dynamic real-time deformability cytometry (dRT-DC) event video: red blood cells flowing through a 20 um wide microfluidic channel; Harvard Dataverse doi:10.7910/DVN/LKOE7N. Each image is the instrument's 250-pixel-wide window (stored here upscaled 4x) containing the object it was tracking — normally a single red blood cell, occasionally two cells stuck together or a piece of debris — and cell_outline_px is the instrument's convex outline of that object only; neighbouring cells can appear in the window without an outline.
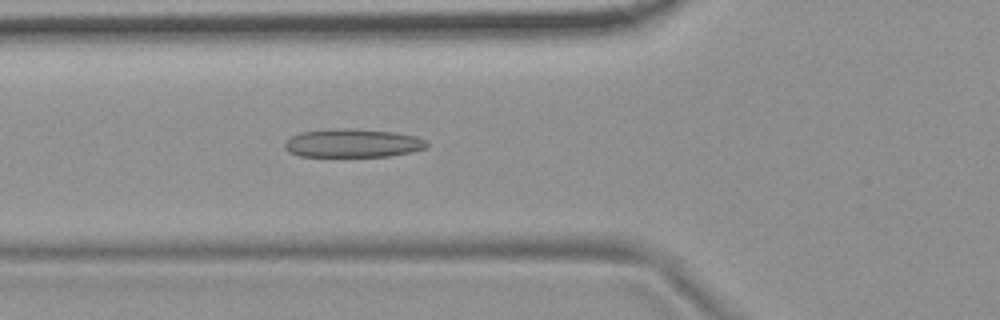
{"species": "common noctule bat (a hibernating species)", "species_latin": "Nyctalus noctula", "temperature_condition": "room temperature", "stored_images_in_passage": 52, "camera_frame_rate_fps": 3000, "um_per_image_px": 0.085, "animal": {"sex": "female", "body_mass_g": 19.9}, "frame": {"image": 1, "passage_image": 18, "time_ms": 5.667, "image_size_px": [1000, 320], "cell_outline_px": [[428, 148], [412, 152], [388, 156], [300, 156], [288, 152], [284, 148], [284, 140], [300, 132], [332, 128], [348, 128], [396, 132], [416, 136], [424, 140], [428, 144]], "centroid_in_image_um": [29.96, 12.16], "position_along_channel_um": 95.8, "area_um2": 23.81}}
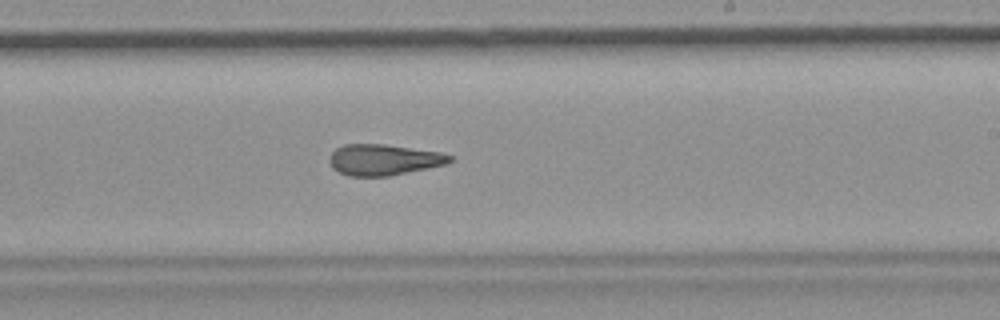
{"frame": {"image": 2, "passage_image": 31, "time_ms": 10.0, "image_size_px": [1000, 320], "cell_outline_px": [[452, 160], [444, 164], [428, 168], [388, 176], [348, 176], [332, 168], [328, 160], [332, 152], [336, 148], [344, 144], [384, 144], [440, 152], [452, 156]], "centroid_in_image_um": [32.57, 13.57], "position_along_channel_um": 256.4, "area_um2": 21.62}}
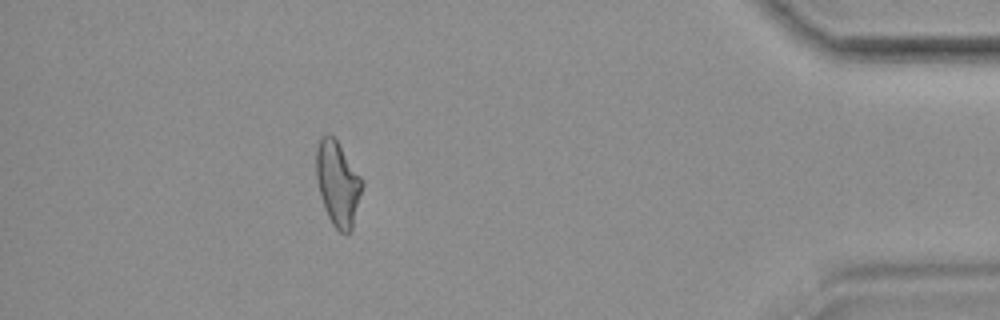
{"frame": {"image": 3, "passage_image": 47, "time_ms": 15.333, "image_size_px": [1000, 320], "cell_outline_px": [[364, 184], [352, 228], [348, 232], [340, 232], [332, 224], [324, 208], [320, 196], [316, 176], [316, 148], [320, 136], [328, 132], [336, 140], [364, 180]], "centroid_in_image_um": [28.7, 15.57], "position_along_channel_um": 406.5, "area_um2": 22.72}, "authors_computed_cell_mechanics": {"area_um2": 22.9755, "velocity_mm_per_s": 3.7199, "shape_relaxation_time_tau1_ms": null, "shape_relaxation_time_tau2_ms": 2.7283, "deformation_change_tau1": null, "deformation_change_tau2": 0.1067}}